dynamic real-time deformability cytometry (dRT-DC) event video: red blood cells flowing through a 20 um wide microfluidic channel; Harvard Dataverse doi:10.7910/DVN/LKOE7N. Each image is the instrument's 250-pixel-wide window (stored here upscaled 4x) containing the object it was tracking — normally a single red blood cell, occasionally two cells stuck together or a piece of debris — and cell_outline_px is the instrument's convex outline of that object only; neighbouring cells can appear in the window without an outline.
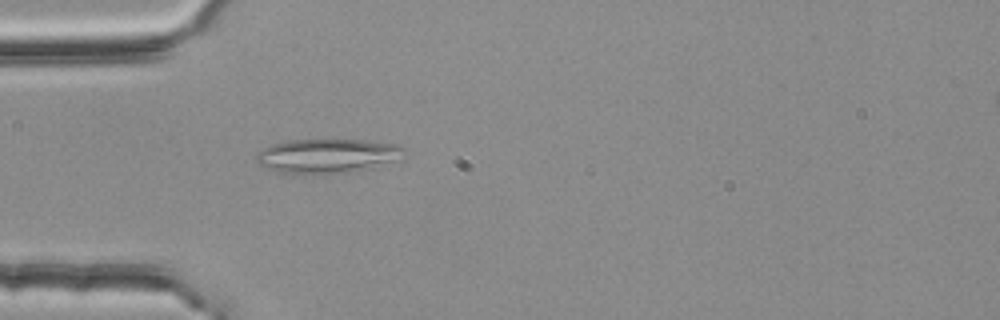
{"species": "common noctule bat (a hibernating species)", "species_latin": "Nyctalus noctula", "temperature_condition": "room temperature", "stored_images_in_passage": 54, "camera_frame_rate_fps": 3000, "um_per_image_px": 0.085, "animal": {"sex": "female", "body_mass_g": 25.1}, "frame": {"image": 1, "passage_image": 16, "time_ms": 5.0, "image_size_px": [1000, 320], "cell_outline_px": [[404, 148], [388, 160], [368, 168], [340, 172], [304, 176], [280, 172], [268, 168], [260, 164], [256, 160], [256, 152], [272, 144], [288, 140], [364, 140], [396, 144]], "centroid_in_image_um": [27.61, 13.25], "position_along_channel_um": 57.4, "area_um2": 28.67}}
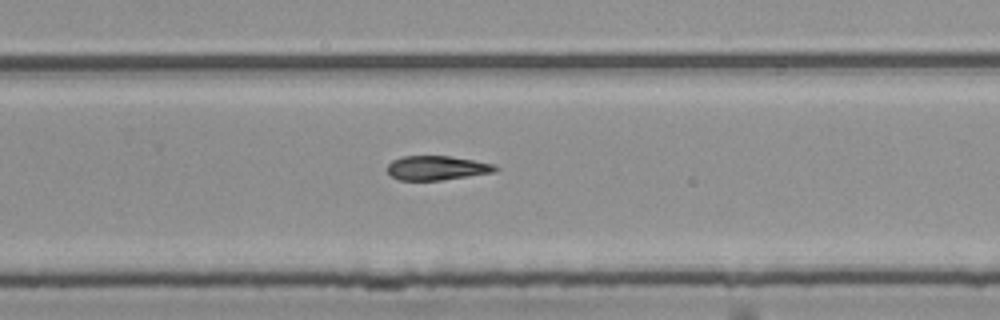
{"frame": {"image": 2, "passage_image": 35, "time_ms": 11.333, "image_size_px": [1000, 320], "cell_outline_px": [[496, 168], [492, 172], [440, 180], [396, 180], [388, 172], [388, 164], [392, 160], [400, 156], [448, 156], [472, 160], [492, 164]], "centroid_in_image_um": [37.02, 14.27], "position_along_channel_um": 292.8, "area_um2": 14.91}}
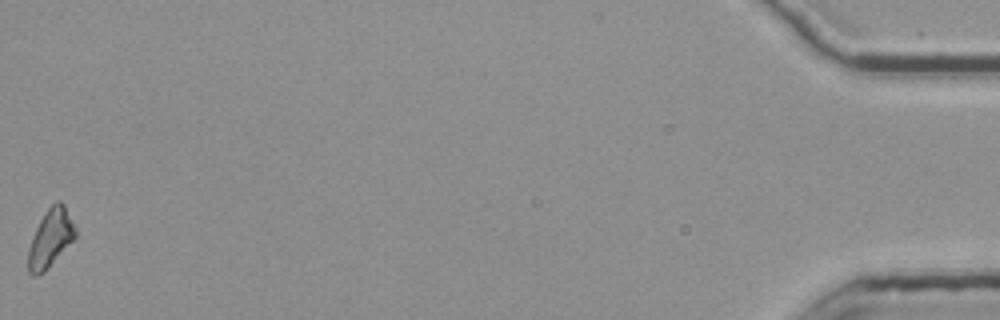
{"frame": {"image": 3, "passage_image": 54, "time_ms": 17.667, "image_size_px": [1000, 320], "cell_outline_px": [[76, 236], [44, 272], [36, 276], [32, 276], [28, 272], [28, 248], [32, 236], [44, 212], [56, 200], [60, 200], [64, 204], [76, 228]], "centroid_in_image_um": [4.27, 20.23], "position_along_channel_um": 430.9, "area_um2": 15.84}}